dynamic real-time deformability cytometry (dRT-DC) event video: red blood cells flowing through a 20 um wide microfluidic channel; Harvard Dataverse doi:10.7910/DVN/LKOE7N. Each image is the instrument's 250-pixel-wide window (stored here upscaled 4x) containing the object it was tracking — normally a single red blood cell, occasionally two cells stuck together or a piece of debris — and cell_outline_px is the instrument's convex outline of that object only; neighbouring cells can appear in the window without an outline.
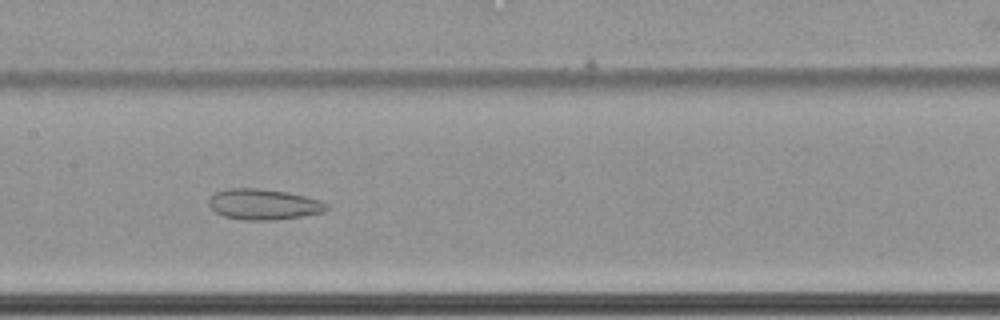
{"species": "common noctule bat (a hibernating species)", "species_latin": "Nyctalus noctula", "temperature_condition": "cold", "stored_images_in_passage": 42, "camera_frame_rate_fps": 3000, "um_per_image_px": 0.085, "animal": {"sex": "female", "body_mass_g": 22.7, "forearm_length_mm": 54.2}, "frame": {"image": 1, "passage_image": 13, "time_ms": 4.0, "image_size_px": [1000, 320], "cell_outline_px": [[328, 208], [324, 212], [276, 220], [244, 220], [224, 216], [216, 212], [208, 204], [208, 200], [216, 192], [228, 188], [260, 188], [284, 192], [304, 196], [320, 200], [328, 204]], "centroid_in_image_um": [22.4, 17.37], "position_along_channel_um": 185.0, "area_um2": 20.92}}
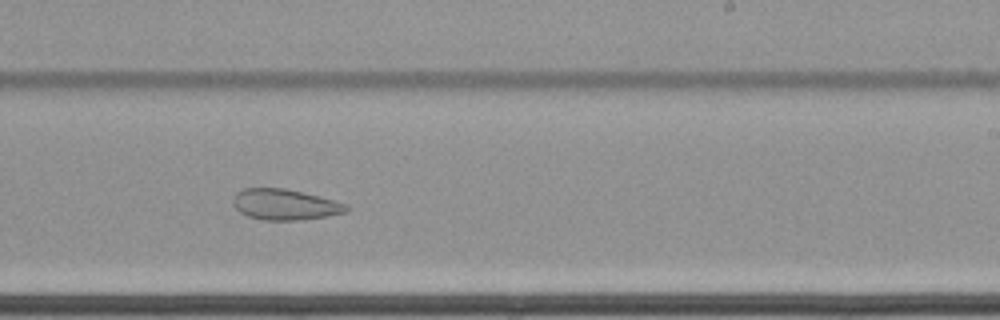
{"frame": {"image": 2, "passage_image": 20, "time_ms": 6.333, "image_size_px": [1000, 320], "cell_outline_px": [[352, 208], [348, 212], [300, 220], [264, 220], [248, 216], [240, 212], [232, 204], [232, 200], [236, 192], [244, 188], [284, 188], [348, 204]], "centroid_in_image_um": [24.21, 17.39], "position_along_channel_um": 264.8, "area_um2": 20.23}}
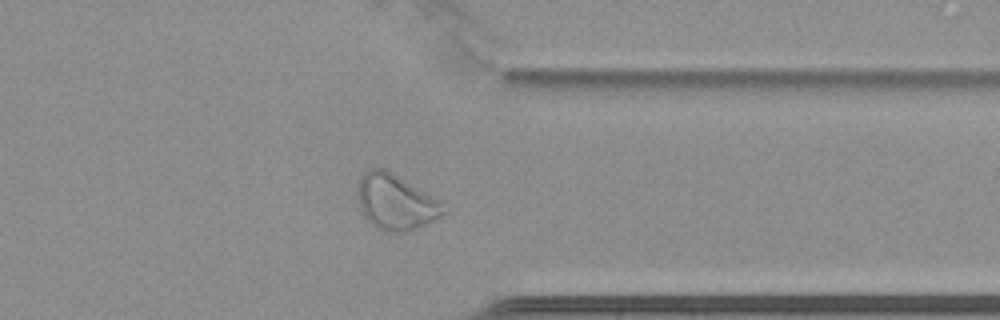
{"frame": {"image": 3, "passage_image": 30, "time_ms": 9.667, "image_size_px": [1000, 320], "cell_outline_px": [[448, 212], [408, 232], [384, 232], [376, 228], [360, 212], [356, 196], [356, 184], [360, 176], [368, 168], [384, 168], [392, 172], [440, 200]], "centroid_in_image_um": [33.57, 17.16], "position_along_channel_um": 377.8, "area_um2": 28.21}, "authors_computed_cell_mechanics": {"area_um2": 24.1893, "velocity_mm_per_s": 3.4349, "shape_relaxation_time_tau1_ms": null, "shape_relaxation_time_tau2_ms": 2.62, "deformation_change_tau1": null, "deformation_change_tau2": 0.083}}